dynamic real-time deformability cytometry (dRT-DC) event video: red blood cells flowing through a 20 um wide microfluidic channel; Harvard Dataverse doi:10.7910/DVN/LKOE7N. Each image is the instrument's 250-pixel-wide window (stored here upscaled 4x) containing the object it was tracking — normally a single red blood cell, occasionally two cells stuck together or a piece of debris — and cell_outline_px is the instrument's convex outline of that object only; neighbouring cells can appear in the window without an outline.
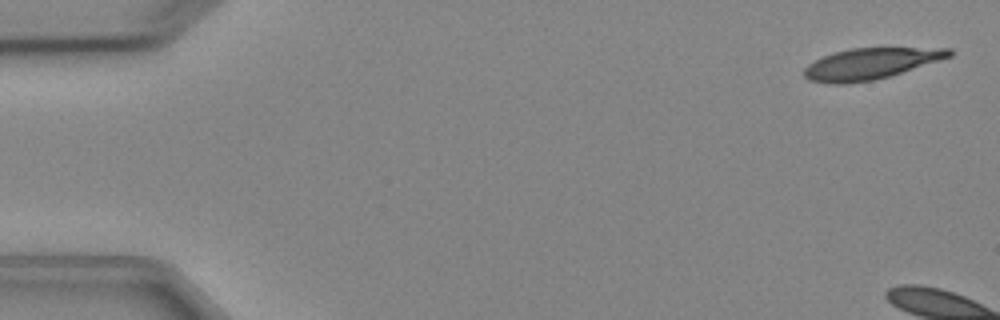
{"species": "Egyptian fruit bat (a non-hibernating species)", "species_latin": "Rousettus aegyptiacus", "temperature_condition": "cold", "stored_images_in_passage": 6, "camera_frame_rate_fps": 3000, "um_per_image_px": 0.085, "animal": {"sex": "female"}, "frame": {"image": 1, "passage_image": 1, "time_ms": 0.0, "image_size_px": [1000, 320], "cell_outline_px": [[952, 56], [940, 60], [888, 76], [872, 80], [848, 84], [832, 84], [808, 80], [804, 76], [804, 68], [808, 64], [824, 56], [836, 52], [852, 48], [952, 48]], "centroid_in_image_um": [73.97, 5.42], "position_along_channel_um": 11.0, "area_um2": 26.01}}
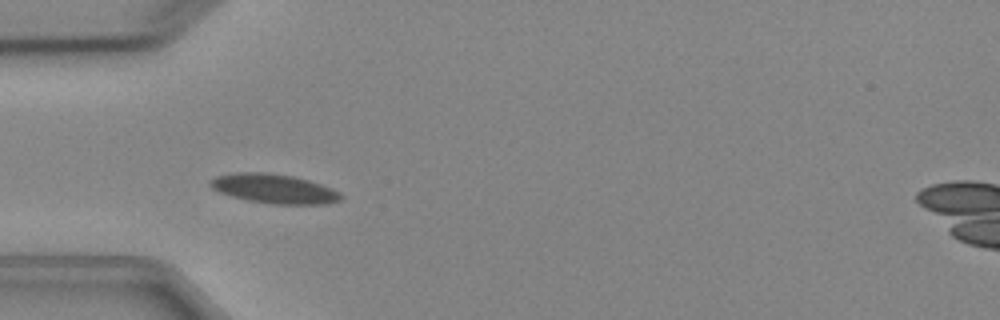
{"frame": {"image": 2, "passage_image": 5, "time_ms": 5.667, "image_size_px": [1000, 320], "cell_outline_px": [[344, 196], [340, 200], [324, 204], [272, 204], [248, 200], [232, 196], [220, 192], [212, 188], [208, 184], [208, 180], [216, 176], [236, 172], [268, 172], [292, 176], [308, 180], [332, 188], [340, 192]], "centroid_in_image_um": [23.28, 16.03], "position_along_channel_um": 61.7, "area_um2": 22.37}}